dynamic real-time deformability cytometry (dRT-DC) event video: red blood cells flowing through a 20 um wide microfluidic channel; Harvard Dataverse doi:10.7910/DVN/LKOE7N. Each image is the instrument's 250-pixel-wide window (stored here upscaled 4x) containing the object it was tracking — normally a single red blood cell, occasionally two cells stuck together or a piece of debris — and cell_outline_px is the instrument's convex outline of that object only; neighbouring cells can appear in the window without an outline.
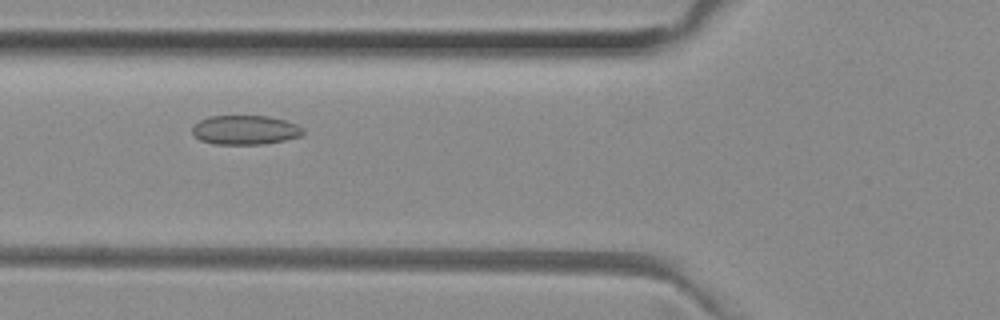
{"species": "common noctule bat (a hibernating species)", "species_latin": "Nyctalus noctula", "temperature_condition": "room temperature", "stored_images_in_passage": 51, "camera_frame_rate_fps": 3000, "um_per_image_px": 0.085, "animal": {"sex": "female", "body_mass_g": 29.2, "forearm_length_mm": 56.3}, "frame": {"image": 1, "passage_image": 19, "time_ms": 6.0, "image_size_px": [1000, 320], "cell_outline_px": [[304, 132], [300, 136], [284, 140], [264, 144], [212, 144], [200, 140], [192, 132], [192, 128], [200, 120], [208, 116], [268, 116], [284, 120], [296, 124], [304, 128]], "centroid_in_image_um": [20.84, 11.05], "position_along_channel_um": 105.0, "area_um2": 18.84}}
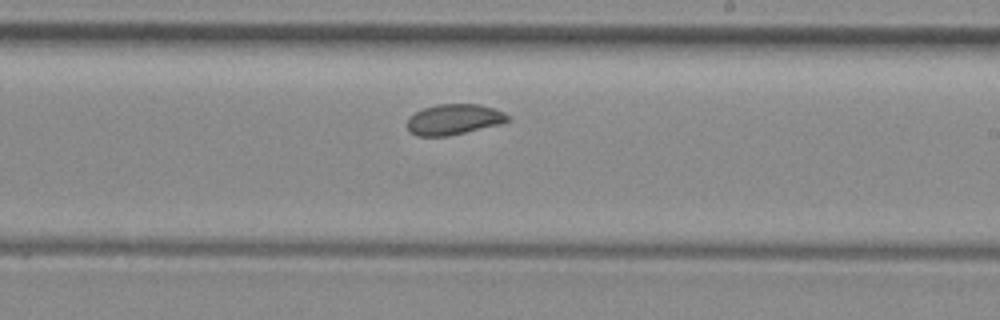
{"frame": {"image": 2, "passage_image": 30, "time_ms": 9.667, "image_size_px": [1000, 320], "cell_outline_px": [[512, 120], [504, 124], [448, 136], [416, 136], [408, 132], [408, 116], [424, 108], [436, 104], [480, 104], [504, 112], [512, 116]], "centroid_in_image_um": [38.64, 10.16], "position_along_channel_um": 250.4, "area_um2": 18.32}}
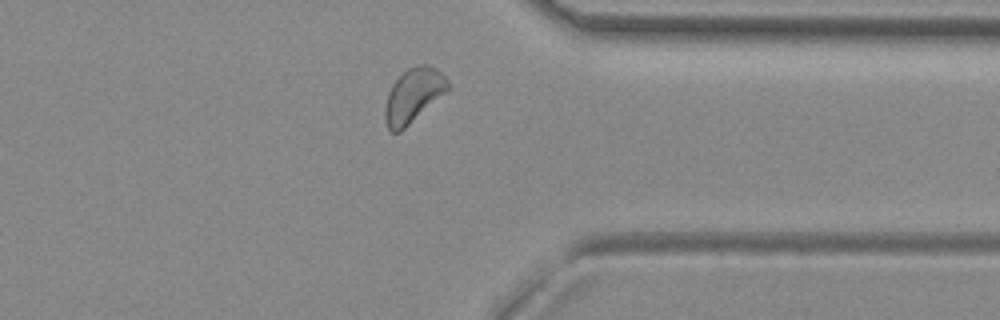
{"frame": {"image": 3, "passage_image": 40, "time_ms": 13.0, "image_size_px": [1000, 320], "cell_outline_px": [[448, 88], [444, 92], [400, 132], [392, 132], [388, 128], [384, 120], [384, 108], [388, 92], [392, 84], [408, 68], [420, 64], [428, 64], [436, 68], [448, 80]], "centroid_in_image_um": [35.08, 8.1], "position_along_channel_um": 376.3, "area_um2": 19.31}, "authors_computed_cell_mechanics": {"area_um2": 19.652, "velocity_mm_per_s": 3.9705, "shape_relaxation_time_tau1_ms": null, "shape_relaxation_time_tau2_ms": 6.5443, "deformation_change_tau1": null, "deformation_change_tau2": 0.0991}}